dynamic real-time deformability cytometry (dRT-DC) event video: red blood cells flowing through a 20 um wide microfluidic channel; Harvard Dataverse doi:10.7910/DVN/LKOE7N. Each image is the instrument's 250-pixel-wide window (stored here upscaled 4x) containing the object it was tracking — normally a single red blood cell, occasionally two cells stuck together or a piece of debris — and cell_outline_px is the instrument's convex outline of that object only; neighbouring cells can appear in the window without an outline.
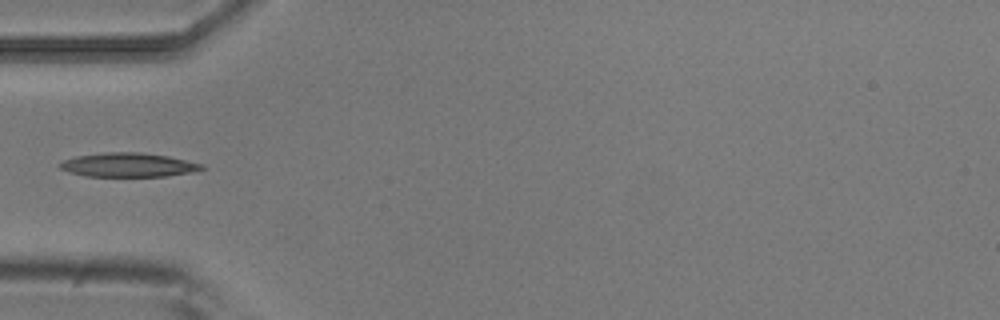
{"species": "common noctule bat (a hibernating species)", "species_latin": "Nyctalus noctula", "temperature_condition": "room temperature", "stored_images_in_passage": 2, "camera_frame_rate_fps": 3000, "um_per_image_px": 0.085, "animal": {"sex": "male", "body_mass_g": 20.5, "forearm_length_mm": 52.5}, "frame": {"image": 1, "passage_image": 1, "time_ms": 0.0, "image_size_px": [1000, 320], "cell_outline_px": [[208, 168], [196, 172], [168, 176], [84, 176], [68, 172], [60, 168], [56, 164], [64, 160], [76, 156], [104, 152], [136, 152], [168, 156], [204, 164]], "centroid_in_image_um": [10.94, 14.02], "position_along_channel_um": 74.1, "area_um2": 20.11}}
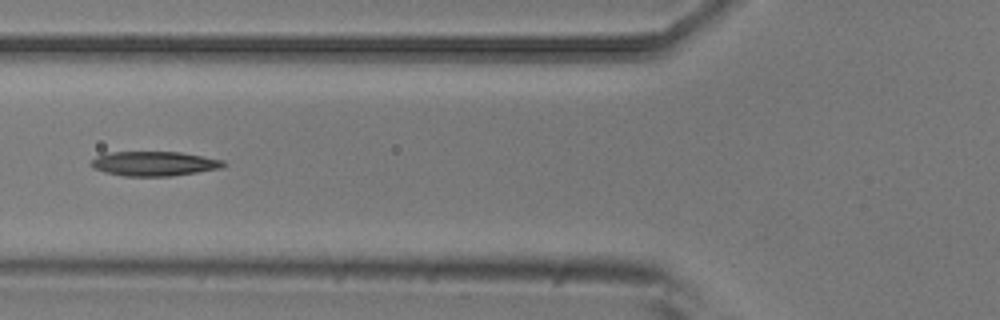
{"frame": {"image": 2, "passage_image": 2, "time_ms": 0.333, "image_size_px": [1000, 320], "cell_outline_px": [[228, 164], [220, 168], [172, 176], [124, 176], [104, 172], [96, 168], [92, 164], [92, 160], [96, 156], [108, 152], [180, 152], [224, 160]], "centroid_in_image_um": [13.13, 13.9], "position_along_channel_um": 112.7, "area_um2": 18.79}}